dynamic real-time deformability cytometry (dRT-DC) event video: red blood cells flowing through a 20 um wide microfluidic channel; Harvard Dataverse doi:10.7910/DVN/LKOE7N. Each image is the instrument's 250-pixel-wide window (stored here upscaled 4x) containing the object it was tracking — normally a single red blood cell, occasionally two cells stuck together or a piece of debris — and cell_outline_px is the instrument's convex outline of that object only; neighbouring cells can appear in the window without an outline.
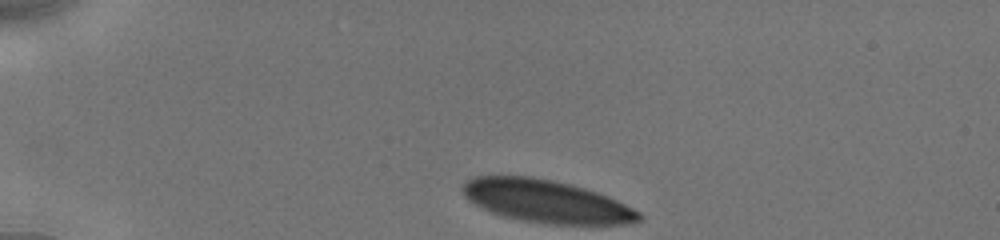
{"species": "human", "species_latin": "Homo sapiens", "temperature_condition": "cold", "stored_images_in_passage": 30, "camera_frame_rate_fps": 3000, "um_per_image_px": 0.085, "donor": {"sex": "male"}, "frame": {"image": 1, "passage_image": 1, "time_ms": 0.0, "image_size_px": [1000, 240], "cell_outline_px": [[644, 220], [628, 224], [548, 224], [520, 220], [500, 216], [468, 200], [464, 196], [464, 184], [468, 180], [476, 176], [528, 176], [552, 180], [584, 188], [608, 196], [640, 212], [644, 216]], "centroid_in_image_um": [46.47, 17.13], "position_along_channel_um": 38.5, "area_um2": 43.64}}
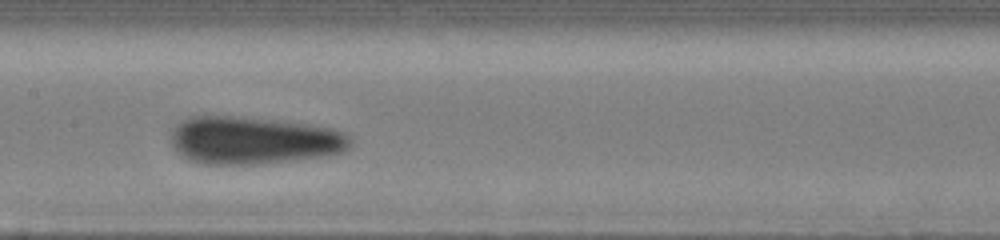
{"frame": {"image": 2, "passage_image": 12, "time_ms": 5.333, "image_size_px": [1000, 240], "cell_outline_px": [[352, 148], [344, 152], [324, 156], [260, 164], [200, 164], [188, 160], [172, 148], [168, 128], [180, 120], [188, 116], [236, 116], [276, 120], [312, 124], [332, 128], [348, 132], [352, 136]], "centroid_in_image_um": [21.53, 11.92], "position_along_channel_um": 185.9, "area_um2": 51.1}}
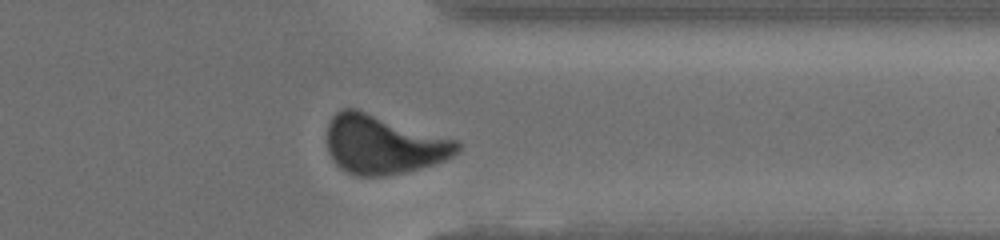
{"frame": {"image": 3, "passage_image": 25, "time_ms": 10.333, "image_size_px": [1000, 240], "cell_outline_px": [[460, 148], [452, 156], [444, 160], [420, 168], [404, 172], [384, 176], [356, 176], [340, 168], [336, 164], [328, 152], [328, 124], [332, 116], [336, 112], [344, 108], [356, 108], [460, 140]], "centroid_in_image_um": [32.6, 12.27], "position_along_channel_um": 378.8, "area_um2": 44.91}, "authors_computed_cell_mechanics": {"area_um2": 46.3845, "velocity_mm_per_s": 3.8799, "shape_relaxation_time_tau1_ms": 6.6953, "shape_relaxation_time_tau2_ms": 1.2935, "deformation_change_tau1": 0.1145, "deformation_change_tau2": 0.0302}}